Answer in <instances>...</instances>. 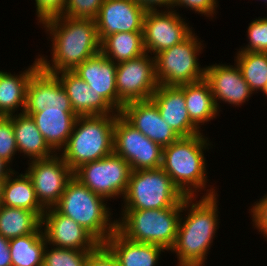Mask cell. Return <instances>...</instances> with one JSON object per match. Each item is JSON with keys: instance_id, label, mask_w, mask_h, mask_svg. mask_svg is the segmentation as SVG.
Wrapping results in <instances>:
<instances>
[{"instance_id": "cell-1", "label": "cell", "mask_w": 267, "mask_h": 266, "mask_svg": "<svg viewBox=\"0 0 267 266\" xmlns=\"http://www.w3.org/2000/svg\"><path fill=\"white\" fill-rule=\"evenodd\" d=\"M42 25L51 37L52 59L48 61L42 55L38 61L40 68L48 73L73 71L79 64L100 53L95 19L61 15L44 21Z\"/></svg>"}, {"instance_id": "cell-2", "label": "cell", "mask_w": 267, "mask_h": 266, "mask_svg": "<svg viewBox=\"0 0 267 266\" xmlns=\"http://www.w3.org/2000/svg\"><path fill=\"white\" fill-rule=\"evenodd\" d=\"M206 191L199 201L195 202L196 197L182 201V211L188 212L185 218L181 214L176 241L170 250L177 255V266L205 265L220 220L217 192L212 187Z\"/></svg>"}, {"instance_id": "cell-3", "label": "cell", "mask_w": 267, "mask_h": 266, "mask_svg": "<svg viewBox=\"0 0 267 266\" xmlns=\"http://www.w3.org/2000/svg\"><path fill=\"white\" fill-rule=\"evenodd\" d=\"M204 137L202 133L180 137L163 148L161 168L185 197H195L197 191L206 188L208 179L203 151L209 150L208 145L212 144Z\"/></svg>"}, {"instance_id": "cell-4", "label": "cell", "mask_w": 267, "mask_h": 266, "mask_svg": "<svg viewBox=\"0 0 267 266\" xmlns=\"http://www.w3.org/2000/svg\"><path fill=\"white\" fill-rule=\"evenodd\" d=\"M105 200L73 176L54 208L82 226L100 244H104L116 230V221L110 219L111 209Z\"/></svg>"}, {"instance_id": "cell-5", "label": "cell", "mask_w": 267, "mask_h": 266, "mask_svg": "<svg viewBox=\"0 0 267 266\" xmlns=\"http://www.w3.org/2000/svg\"><path fill=\"white\" fill-rule=\"evenodd\" d=\"M116 114L78 116L60 156L74 172L81 165L113 153Z\"/></svg>"}, {"instance_id": "cell-6", "label": "cell", "mask_w": 267, "mask_h": 266, "mask_svg": "<svg viewBox=\"0 0 267 266\" xmlns=\"http://www.w3.org/2000/svg\"><path fill=\"white\" fill-rule=\"evenodd\" d=\"M182 207L122 210L116 230L126 239L163 247L169 252L175 244Z\"/></svg>"}, {"instance_id": "cell-7", "label": "cell", "mask_w": 267, "mask_h": 266, "mask_svg": "<svg viewBox=\"0 0 267 266\" xmlns=\"http://www.w3.org/2000/svg\"><path fill=\"white\" fill-rule=\"evenodd\" d=\"M184 194L160 167L131 171L122 210L165 209L182 207Z\"/></svg>"}, {"instance_id": "cell-8", "label": "cell", "mask_w": 267, "mask_h": 266, "mask_svg": "<svg viewBox=\"0 0 267 266\" xmlns=\"http://www.w3.org/2000/svg\"><path fill=\"white\" fill-rule=\"evenodd\" d=\"M193 32L181 43L154 56L155 75L159 85L180 86L205 78V69L199 66L197 58L203 49L199 38Z\"/></svg>"}, {"instance_id": "cell-9", "label": "cell", "mask_w": 267, "mask_h": 266, "mask_svg": "<svg viewBox=\"0 0 267 266\" xmlns=\"http://www.w3.org/2000/svg\"><path fill=\"white\" fill-rule=\"evenodd\" d=\"M131 168L127 161L114 152L97 161L81 165L73 176L95 194L111 199L125 195Z\"/></svg>"}, {"instance_id": "cell-10", "label": "cell", "mask_w": 267, "mask_h": 266, "mask_svg": "<svg viewBox=\"0 0 267 266\" xmlns=\"http://www.w3.org/2000/svg\"><path fill=\"white\" fill-rule=\"evenodd\" d=\"M113 152L130 165L132 171L157 169L162 164L163 148L143 135L120 113L113 129Z\"/></svg>"}, {"instance_id": "cell-11", "label": "cell", "mask_w": 267, "mask_h": 266, "mask_svg": "<svg viewBox=\"0 0 267 266\" xmlns=\"http://www.w3.org/2000/svg\"><path fill=\"white\" fill-rule=\"evenodd\" d=\"M158 85L155 59L147 52L137 58L118 63L116 68L118 113L126 103L150 99Z\"/></svg>"}, {"instance_id": "cell-12", "label": "cell", "mask_w": 267, "mask_h": 266, "mask_svg": "<svg viewBox=\"0 0 267 266\" xmlns=\"http://www.w3.org/2000/svg\"><path fill=\"white\" fill-rule=\"evenodd\" d=\"M26 170L39 203L45 208L54 207L62 196L73 171L56 153L47 159L32 160Z\"/></svg>"}, {"instance_id": "cell-13", "label": "cell", "mask_w": 267, "mask_h": 266, "mask_svg": "<svg viewBox=\"0 0 267 266\" xmlns=\"http://www.w3.org/2000/svg\"><path fill=\"white\" fill-rule=\"evenodd\" d=\"M169 10L146 11L143 21L144 48L156 55L185 40L193 31L179 13Z\"/></svg>"}, {"instance_id": "cell-14", "label": "cell", "mask_w": 267, "mask_h": 266, "mask_svg": "<svg viewBox=\"0 0 267 266\" xmlns=\"http://www.w3.org/2000/svg\"><path fill=\"white\" fill-rule=\"evenodd\" d=\"M43 233L47 245L58 248L93 251L100 243L73 219L59 213L54 207L42 216Z\"/></svg>"}, {"instance_id": "cell-15", "label": "cell", "mask_w": 267, "mask_h": 266, "mask_svg": "<svg viewBox=\"0 0 267 266\" xmlns=\"http://www.w3.org/2000/svg\"><path fill=\"white\" fill-rule=\"evenodd\" d=\"M145 14L133 0H104L95 18L99 41L113 33L143 32Z\"/></svg>"}, {"instance_id": "cell-16", "label": "cell", "mask_w": 267, "mask_h": 266, "mask_svg": "<svg viewBox=\"0 0 267 266\" xmlns=\"http://www.w3.org/2000/svg\"><path fill=\"white\" fill-rule=\"evenodd\" d=\"M44 110L73 111L58 77L39 68L29 80L24 112Z\"/></svg>"}, {"instance_id": "cell-17", "label": "cell", "mask_w": 267, "mask_h": 266, "mask_svg": "<svg viewBox=\"0 0 267 266\" xmlns=\"http://www.w3.org/2000/svg\"><path fill=\"white\" fill-rule=\"evenodd\" d=\"M120 114L143 135L162 148L180 138L164 122L156 104L151 99L126 103Z\"/></svg>"}, {"instance_id": "cell-18", "label": "cell", "mask_w": 267, "mask_h": 266, "mask_svg": "<svg viewBox=\"0 0 267 266\" xmlns=\"http://www.w3.org/2000/svg\"><path fill=\"white\" fill-rule=\"evenodd\" d=\"M205 68L204 79L210 85L218 109L221 101L240 106L253 94L237 64L233 67V65L215 63Z\"/></svg>"}, {"instance_id": "cell-19", "label": "cell", "mask_w": 267, "mask_h": 266, "mask_svg": "<svg viewBox=\"0 0 267 266\" xmlns=\"http://www.w3.org/2000/svg\"><path fill=\"white\" fill-rule=\"evenodd\" d=\"M157 106L161 117L179 137L201 133L189 118L184 98V84L180 86L158 85L150 98Z\"/></svg>"}, {"instance_id": "cell-20", "label": "cell", "mask_w": 267, "mask_h": 266, "mask_svg": "<svg viewBox=\"0 0 267 266\" xmlns=\"http://www.w3.org/2000/svg\"><path fill=\"white\" fill-rule=\"evenodd\" d=\"M117 64L101 52L79 64L73 72L118 112Z\"/></svg>"}, {"instance_id": "cell-21", "label": "cell", "mask_w": 267, "mask_h": 266, "mask_svg": "<svg viewBox=\"0 0 267 266\" xmlns=\"http://www.w3.org/2000/svg\"><path fill=\"white\" fill-rule=\"evenodd\" d=\"M55 75L66 90L72 109L77 116H99L118 113L73 71H61L55 73Z\"/></svg>"}, {"instance_id": "cell-22", "label": "cell", "mask_w": 267, "mask_h": 266, "mask_svg": "<svg viewBox=\"0 0 267 266\" xmlns=\"http://www.w3.org/2000/svg\"><path fill=\"white\" fill-rule=\"evenodd\" d=\"M24 113L31 115L46 143L58 154L65 147L78 118L74 111L44 110Z\"/></svg>"}, {"instance_id": "cell-23", "label": "cell", "mask_w": 267, "mask_h": 266, "mask_svg": "<svg viewBox=\"0 0 267 266\" xmlns=\"http://www.w3.org/2000/svg\"><path fill=\"white\" fill-rule=\"evenodd\" d=\"M104 245L112 252L120 266H156L161 251H166L155 244L128 240L117 230Z\"/></svg>"}, {"instance_id": "cell-24", "label": "cell", "mask_w": 267, "mask_h": 266, "mask_svg": "<svg viewBox=\"0 0 267 266\" xmlns=\"http://www.w3.org/2000/svg\"><path fill=\"white\" fill-rule=\"evenodd\" d=\"M12 125L18 153H24L31 161L47 159L56 154L46 143L31 115L24 112L12 115Z\"/></svg>"}, {"instance_id": "cell-25", "label": "cell", "mask_w": 267, "mask_h": 266, "mask_svg": "<svg viewBox=\"0 0 267 266\" xmlns=\"http://www.w3.org/2000/svg\"><path fill=\"white\" fill-rule=\"evenodd\" d=\"M40 68L38 57L29 68L21 74H11L0 70V114L12 116L20 107L24 112L26 91L31 76Z\"/></svg>"}, {"instance_id": "cell-26", "label": "cell", "mask_w": 267, "mask_h": 266, "mask_svg": "<svg viewBox=\"0 0 267 266\" xmlns=\"http://www.w3.org/2000/svg\"><path fill=\"white\" fill-rule=\"evenodd\" d=\"M15 173L5 180L1 205L35 212L42 219L46 209L39 203L30 177L26 172L17 176Z\"/></svg>"}, {"instance_id": "cell-27", "label": "cell", "mask_w": 267, "mask_h": 266, "mask_svg": "<svg viewBox=\"0 0 267 266\" xmlns=\"http://www.w3.org/2000/svg\"><path fill=\"white\" fill-rule=\"evenodd\" d=\"M184 98L191 121L201 129L200 125L216 118L219 113L209 83L203 79L184 84Z\"/></svg>"}, {"instance_id": "cell-28", "label": "cell", "mask_w": 267, "mask_h": 266, "mask_svg": "<svg viewBox=\"0 0 267 266\" xmlns=\"http://www.w3.org/2000/svg\"><path fill=\"white\" fill-rule=\"evenodd\" d=\"M100 52L114 63L128 61L146 53L143 32H121L106 36Z\"/></svg>"}, {"instance_id": "cell-29", "label": "cell", "mask_w": 267, "mask_h": 266, "mask_svg": "<svg viewBox=\"0 0 267 266\" xmlns=\"http://www.w3.org/2000/svg\"><path fill=\"white\" fill-rule=\"evenodd\" d=\"M46 244L42 226L32 234L10 239L12 266H43Z\"/></svg>"}, {"instance_id": "cell-30", "label": "cell", "mask_w": 267, "mask_h": 266, "mask_svg": "<svg viewBox=\"0 0 267 266\" xmlns=\"http://www.w3.org/2000/svg\"><path fill=\"white\" fill-rule=\"evenodd\" d=\"M42 225V219L32 211L0 205V234L13 239L32 234Z\"/></svg>"}, {"instance_id": "cell-31", "label": "cell", "mask_w": 267, "mask_h": 266, "mask_svg": "<svg viewBox=\"0 0 267 266\" xmlns=\"http://www.w3.org/2000/svg\"><path fill=\"white\" fill-rule=\"evenodd\" d=\"M244 80L254 93L265 90L267 84V53L238 52L235 57Z\"/></svg>"}, {"instance_id": "cell-32", "label": "cell", "mask_w": 267, "mask_h": 266, "mask_svg": "<svg viewBox=\"0 0 267 266\" xmlns=\"http://www.w3.org/2000/svg\"><path fill=\"white\" fill-rule=\"evenodd\" d=\"M47 246L44 251L43 266H86L92 251L66 249ZM50 250V251H49Z\"/></svg>"}, {"instance_id": "cell-33", "label": "cell", "mask_w": 267, "mask_h": 266, "mask_svg": "<svg viewBox=\"0 0 267 266\" xmlns=\"http://www.w3.org/2000/svg\"><path fill=\"white\" fill-rule=\"evenodd\" d=\"M248 45L239 49L238 52H261L267 53V18H258L249 23Z\"/></svg>"}, {"instance_id": "cell-34", "label": "cell", "mask_w": 267, "mask_h": 266, "mask_svg": "<svg viewBox=\"0 0 267 266\" xmlns=\"http://www.w3.org/2000/svg\"><path fill=\"white\" fill-rule=\"evenodd\" d=\"M104 0H66L62 16L95 19Z\"/></svg>"}, {"instance_id": "cell-35", "label": "cell", "mask_w": 267, "mask_h": 266, "mask_svg": "<svg viewBox=\"0 0 267 266\" xmlns=\"http://www.w3.org/2000/svg\"><path fill=\"white\" fill-rule=\"evenodd\" d=\"M17 151L12 116L0 117V158L10 165Z\"/></svg>"}, {"instance_id": "cell-36", "label": "cell", "mask_w": 267, "mask_h": 266, "mask_svg": "<svg viewBox=\"0 0 267 266\" xmlns=\"http://www.w3.org/2000/svg\"><path fill=\"white\" fill-rule=\"evenodd\" d=\"M35 2L36 15L41 24L48 19L61 16L66 0H35Z\"/></svg>"}, {"instance_id": "cell-37", "label": "cell", "mask_w": 267, "mask_h": 266, "mask_svg": "<svg viewBox=\"0 0 267 266\" xmlns=\"http://www.w3.org/2000/svg\"><path fill=\"white\" fill-rule=\"evenodd\" d=\"M217 1L218 0H173L172 10H174L175 6L176 8L177 6H182L185 8L188 7L190 10L192 9L193 11L201 14L202 16L204 14L207 17L211 16L213 18V15L216 14V9L218 7Z\"/></svg>"}, {"instance_id": "cell-38", "label": "cell", "mask_w": 267, "mask_h": 266, "mask_svg": "<svg viewBox=\"0 0 267 266\" xmlns=\"http://www.w3.org/2000/svg\"><path fill=\"white\" fill-rule=\"evenodd\" d=\"M86 266H120L112 252L99 244L89 255Z\"/></svg>"}, {"instance_id": "cell-39", "label": "cell", "mask_w": 267, "mask_h": 266, "mask_svg": "<svg viewBox=\"0 0 267 266\" xmlns=\"http://www.w3.org/2000/svg\"><path fill=\"white\" fill-rule=\"evenodd\" d=\"M259 200L260 201H256V204L254 203V205H252L250 214L253 218V227L255 226L267 239V195Z\"/></svg>"}, {"instance_id": "cell-40", "label": "cell", "mask_w": 267, "mask_h": 266, "mask_svg": "<svg viewBox=\"0 0 267 266\" xmlns=\"http://www.w3.org/2000/svg\"><path fill=\"white\" fill-rule=\"evenodd\" d=\"M145 11H157V7H166V10L173 8V0H133ZM158 5V6H157Z\"/></svg>"}, {"instance_id": "cell-41", "label": "cell", "mask_w": 267, "mask_h": 266, "mask_svg": "<svg viewBox=\"0 0 267 266\" xmlns=\"http://www.w3.org/2000/svg\"><path fill=\"white\" fill-rule=\"evenodd\" d=\"M0 266H12L9 239L0 234Z\"/></svg>"}, {"instance_id": "cell-42", "label": "cell", "mask_w": 267, "mask_h": 266, "mask_svg": "<svg viewBox=\"0 0 267 266\" xmlns=\"http://www.w3.org/2000/svg\"><path fill=\"white\" fill-rule=\"evenodd\" d=\"M13 171L9 164L0 158V178H7Z\"/></svg>"}, {"instance_id": "cell-43", "label": "cell", "mask_w": 267, "mask_h": 266, "mask_svg": "<svg viewBox=\"0 0 267 266\" xmlns=\"http://www.w3.org/2000/svg\"><path fill=\"white\" fill-rule=\"evenodd\" d=\"M6 178H0V205L2 202V197H3V187L5 183Z\"/></svg>"}, {"instance_id": "cell-44", "label": "cell", "mask_w": 267, "mask_h": 266, "mask_svg": "<svg viewBox=\"0 0 267 266\" xmlns=\"http://www.w3.org/2000/svg\"><path fill=\"white\" fill-rule=\"evenodd\" d=\"M263 93L266 95L267 97V84H266V87H265V90L263 91Z\"/></svg>"}]
</instances>
